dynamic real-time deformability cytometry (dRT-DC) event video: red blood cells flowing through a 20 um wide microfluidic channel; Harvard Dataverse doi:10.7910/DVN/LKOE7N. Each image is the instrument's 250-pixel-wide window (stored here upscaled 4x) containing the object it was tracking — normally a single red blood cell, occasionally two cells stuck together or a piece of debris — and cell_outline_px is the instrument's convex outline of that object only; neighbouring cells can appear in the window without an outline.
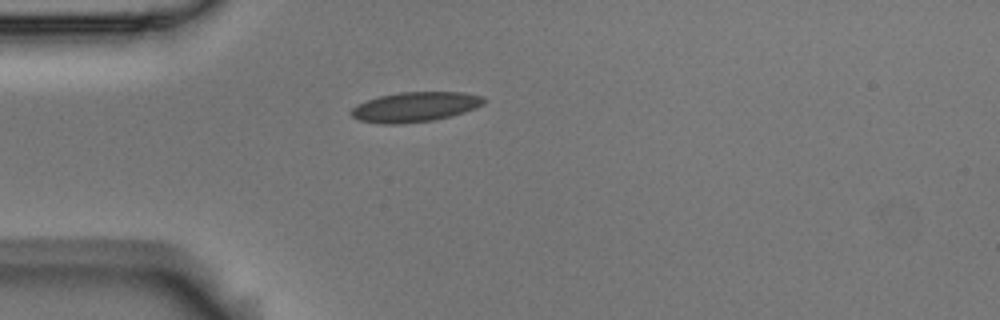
{"species": "Egyptian fruit bat (a non-hibernating species)", "species_latin": "Rousettus aegyptiacus", "temperature_condition": "room temperature", "stored_images_in_passage": 2, "camera_frame_rate_fps": 3000, "um_per_image_px": 0.085, "animal": {"sex": "male"}, "frame": {"image": 1, "passage_image": 1, "time_ms": 0.0, "image_size_px": [1000, 320], "cell_outline_px": [[488, 100], [484, 104], [476, 108], [452, 116], [432, 120], [400, 124], [380, 124], [360, 120], [352, 116], [348, 112], [356, 104], [380, 96], [400, 92], [464, 92], [484, 96]], "centroid_in_image_um": [35.31, 9.08], "position_along_channel_um": 49.7, "area_um2": 23.29}}